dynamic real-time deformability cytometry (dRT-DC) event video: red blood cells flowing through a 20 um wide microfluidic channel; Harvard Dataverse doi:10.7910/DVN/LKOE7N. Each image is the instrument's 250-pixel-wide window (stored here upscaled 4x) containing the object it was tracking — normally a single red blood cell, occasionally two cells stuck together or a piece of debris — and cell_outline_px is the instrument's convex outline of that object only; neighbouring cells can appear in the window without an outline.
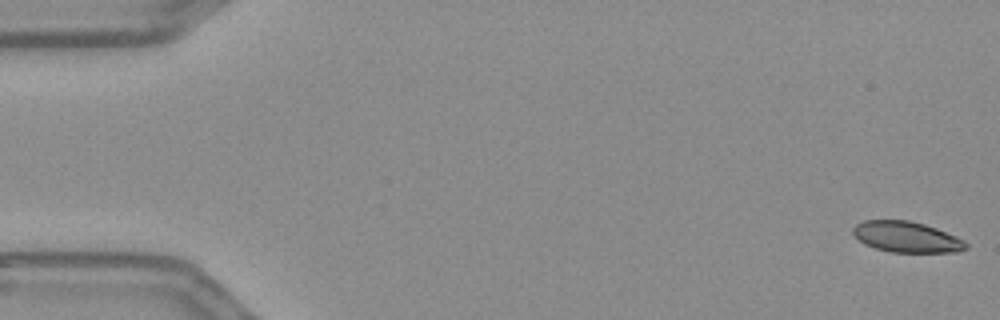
{"species": "Egyptian fruit bat (a non-hibernating species)", "species_latin": "Rousettus aegyptiacus", "temperature_condition": "warm", "stored_images_in_passage": 56, "camera_frame_rate_fps": 3000, "um_per_image_px": 0.085, "frame": {"image": 1, "passage_image": 1, "time_ms": 0.0, "image_size_px": [1000, 320], "cell_outline_px": [[968, 248], [960, 252], [892, 252], [876, 248], [864, 244], [852, 232], [852, 228], [856, 224], [864, 220], [908, 220], [924, 224], [936, 228], [956, 236], [964, 240], [968, 244]], "centroid_in_image_um": [77.08, 20.14], "position_along_channel_um": 7.9, "area_um2": 20.29}}
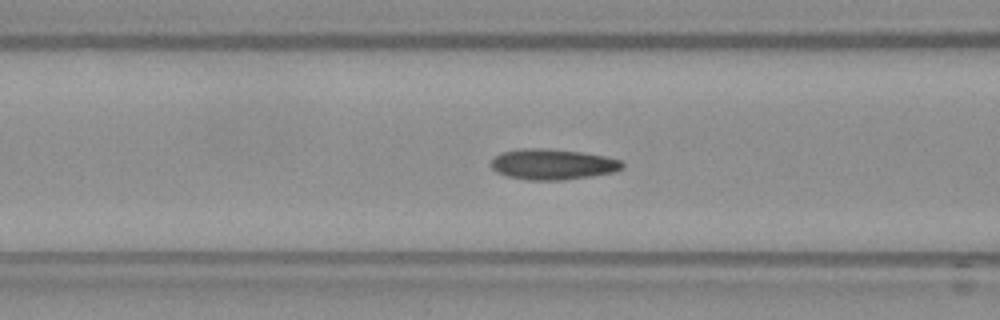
{"frame": {"image": 2, "passage_image": 22, "time_ms": 7.0, "image_size_px": [1000, 320], "cell_outline_px": [[624, 168], [612, 172], [592, 176], [564, 180], [528, 180], [508, 176], [496, 172], [492, 168], [492, 160], [500, 152], [520, 148], [544, 148], [580, 152], [604, 156], [620, 160], [624, 164]], "centroid_in_image_um": [46.97, 13.96], "position_along_channel_um": 119.6, "area_um2": 23.41}}
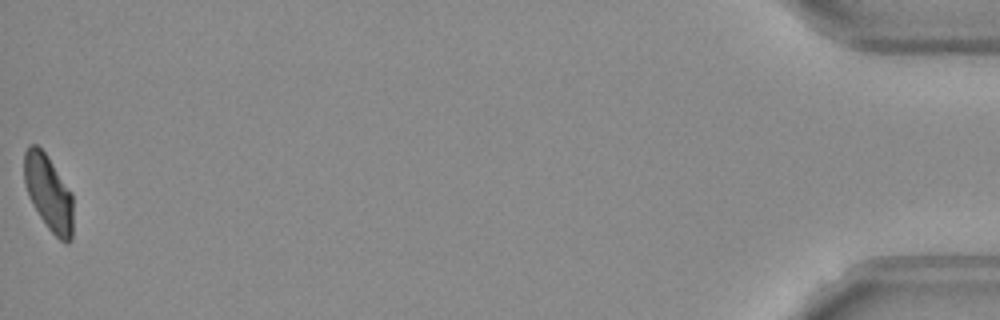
{"frame": {"image": 3, "passage_image": 56, "time_ms": 18.333, "image_size_px": [1000, 320], "cell_outline_px": [[72, 240], [68, 244], [64, 244], [48, 228], [32, 204], [28, 196], [24, 184], [24, 152], [28, 144], [36, 144], [48, 156], [72, 192]], "centroid_in_image_um": [4.12, 16.38], "position_along_channel_um": 431.1, "area_um2": 21.79}, "authors_computed_cell_mechanics": {"area_um2": 22.3975, "velocity_mm_per_s": 3.6328, "shape_relaxation_time_tau1_ms": null, "shape_relaxation_time_tau2_ms": 1.8961, "deformation_change_tau1": null, "deformation_change_tau2": 0.0719}}